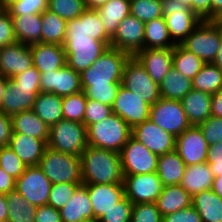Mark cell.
<instances>
[{"mask_svg":"<svg viewBox=\"0 0 222 222\" xmlns=\"http://www.w3.org/2000/svg\"><path fill=\"white\" fill-rule=\"evenodd\" d=\"M130 15L144 23L161 18L162 0H130Z\"/></svg>","mask_w":222,"mask_h":222,"instance_id":"42","label":"cell"},{"mask_svg":"<svg viewBox=\"0 0 222 222\" xmlns=\"http://www.w3.org/2000/svg\"><path fill=\"white\" fill-rule=\"evenodd\" d=\"M8 204L7 222H35L37 207L16 190L6 195Z\"/></svg>","mask_w":222,"mask_h":222,"instance_id":"39","label":"cell"},{"mask_svg":"<svg viewBox=\"0 0 222 222\" xmlns=\"http://www.w3.org/2000/svg\"><path fill=\"white\" fill-rule=\"evenodd\" d=\"M211 94L192 89L182 100L191 126H198L211 116Z\"/></svg>","mask_w":222,"mask_h":222,"instance_id":"27","label":"cell"},{"mask_svg":"<svg viewBox=\"0 0 222 222\" xmlns=\"http://www.w3.org/2000/svg\"><path fill=\"white\" fill-rule=\"evenodd\" d=\"M84 0H49L48 10L66 21L78 18L86 10Z\"/></svg>","mask_w":222,"mask_h":222,"instance_id":"44","label":"cell"},{"mask_svg":"<svg viewBox=\"0 0 222 222\" xmlns=\"http://www.w3.org/2000/svg\"><path fill=\"white\" fill-rule=\"evenodd\" d=\"M134 57L157 84L162 82L167 72L173 67V48L143 49Z\"/></svg>","mask_w":222,"mask_h":222,"instance_id":"22","label":"cell"},{"mask_svg":"<svg viewBox=\"0 0 222 222\" xmlns=\"http://www.w3.org/2000/svg\"><path fill=\"white\" fill-rule=\"evenodd\" d=\"M40 75L41 73L32 66L25 72L12 77L11 80L15 82L16 85L40 87Z\"/></svg>","mask_w":222,"mask_h":222,"instance_id":"55","label":"cell"},{"mask_svg":"<svg viewBox=\"0 0 222 222\" xmlns=\"http://www.w3.org/2000/svg\"><path fill=\"white\" fill-rule=\"evenodd\" d=\"M159 87L161 98L181 101L192 90V80L172 67Z\"/></svg>","mask_w":222,"mask_h":222,"instance_id":"36","label":"cell"},{"mask_svg":"<svg viewBox=\"0 0 222 222\" xmlns=\"http://www.w3.org/2000/svg\"><path fill=\"white\" fill-rule=\"evenodd\" d=\"M222 11V0H211V20Z\"/></svg>","mask_w":222,"mask_h":222,"instance_id":"63","label":"cell"},{"mask_svg":"<svg viewBox=\"0 0 222 222\" xmlns=\"http://www.w3.org/2000/svg\"><path fill=\"white\" fill-rule=\"evenodd\" d=\"M40 90L54 93L60 97L79 93L82 91L80 73L67 64L59 70L41 73Z\"/></svg>","mask_w":222,"mask_h":222,"instance_id":"17","label":"cell"},{"mask_svg":"<svg viewBox=\"0 0 222 222\" xmlns=\"http://www.w3.org/2000/svg\"><path fill=\"white\" fill-rule=\"evenodd\" d=\"M124 193L132 204L155 203L163 185L156 172L149 174L124 175Z\"/></svg>","mask_w":222,"mask_h":222,"instance_id":"15","label":"cell"},{"mask_svg":"<svg viewBox=\"0 0 222 222\" xmlns=\"http://www.w3.org/2000/svg\"><path fill=\"white\" fill-rule=\"evenodd\" d=\"M112 114L110 105H105L99 101L87 98L85 107V116L83 124L88 127L89 125L100 122Z\"/></svg>","mask_w":222,"mask_h":222,"instance_id":"48","label":"cell"},{"mask_svg":"<svg viewBox=\"0 0 222 222\" xmlns=\"http://www.w3.org/2000/svg\"><path fill=\"white\" fill-rule=\"evenodd\" d=\"M34 66L30 45L16 41L0 48V74L8 79Z\"/></svg>","mask_w":222,"mask_h":222,"instance_id":"19","label":"cell"},{"mask_svg":"<svg viewBox=\"0 0 222 222\" xmlns=\"http://www.w3.org/2000/svg\"><path fill=\"white\" fill-rule=\"evenodd\" d=\"M49 0H19L11 4L6 10L10 16H20L28 14H42L48 10Z\"/></svg>","mask_w":222,"mask_h":222,"instance_id":"47","label":"cell"},{"mask_svg":"<svg viewBox=\"0 0 222 222\" xmlns=\"http://www.w3.org/2000/svg\"><path fill=\"white\" fill-rule=\"evenodd\" d=\"M96 10L105 32L112 37L120 22L130 15V0H109Z\"/></svg>","mask_w":222,"mask_h":222,"instance_id":"35","label":"cell"},{"mask_svg":"<svg viewBox=\"0 0 222 222\" xmlns=\"http://www.w3.org/2000/svg\"><path fill=\"white\" fill-rule=\"evenodd\" d=\"M211 190L222 199V177H214Z\"/></svg>","mask_w":222,"mask_h":222,"instance_id":"64","label":"cell"},{"mask_svg":"<svg viewBox=\"0 0 222 222\" xmlns=\"http://www.w3.org/2000/svg\"><path fill=\"white\" fill-rule=\"evenodd\" d=\"M185 167V162L174 150L158 157L156 173L163 186L180 185Z\"/></svg>","mask_w":222,"mask_h":222,"instance_id":"33","label":"cell"},{"mask_svg":"<svg viewBox=\"0 0 222 222\" xmlns=\"http://www.w3.org/2000/svg\"><path fill=\"white\" fill-rule=\"evenodd\" d=\"M155 204L161 215L165 216L191 207L192 196L181 185L163 186Z\"/></svg>","mask_w":222,"mask_h":222,"instance_id":"29","label":"cell"},{"mask_svg":"<svg viewBox=\"0 0 222 222\" xmlns=\"http://www.w3.org/2000/svg\"><path fill=\"white\" fill-rule=\"evenodd\" d=\"M162 222H202L193 206L162 217Z\"/></svg>","mask_w":222,"mask_h":222,"instance_id":"54","label":"cell"},{"mask_svg":"<svg viewBox=\"0 0 222 222\" xmlns=\"http://www.w3.org/2000/svg\"><path fill=\"white\" fill-rule=\"evenodd\" d=\"M165 18H156L145 22L144 49L148 48H174Z\"/></svg>","mask_w":222,"mask_h":222,"instance_id":"37","label":"cell"},{"mask_svg":"<svg viewBox=\"0 0 222 222\" xmlns=\"http://www.w3.org/2000/svg\"><path fill=\"white\" fill-rule=\"evenodd\" d=\"M162 217L155 203H137L133 205L130 222H162Z\"/></svg>","mask_w":222,"mask_h":222,"instance_id":"50","label":"cell"},{"mask_svg":"<svg viewBox=\"0 0 222 222\" xmlns=\"http://www.w3.org/2000/svg\"><path fill=\"white\" fill-rule=\"evenodd\" d=\"M214 180L213 173L207 162L185 167L180 185L193 196L196 193L209 190Z\"/></svg>","mask_w":222,"mask_h":222,"instance_id":"31","label":"cell"},{"mask_svg":"<svg viewBox=\"0 0 222 222\" xmlns=\"http://www.w3.org/2000/svg\"><path fill=\"white\" fill-rule=\"evenodd\" d=\"M8 220V204L5 194H0V222Z\"/></svg>","mask_w":222,"mask_h":222,"instance_id":"62","label":"cell"},{"mask_svg":"<svg viewBox=\"0 0 222 222\" xmlns=\"http://www.w3.org/2000/svg\"><path fill=\"white\" fill-rule=\"evenodd\" d=\"M145 23L129 15L118 25L111 37L110 47L117 48L134 57L144 49Z\"/></svg>","mask_w":222,"mask_h":222,"instance_id":"14","label":"cell"},{"mask_svg":"<svg viewBox=\"0 0 222 222\" xmlns=\"http://www.w3.org/2000/svg\"><path fill=\"white\" fill-rule=\"evenodd\" d=\"M0 167L15 180L18 179L27 168L8 146L0 147Z\"/></svg>","mask_w":222,"mask_h":222,"instance_id":"46","label":"cell"},{"mask_svg":"<svg viewBox=\"0 0 222 222\" xmlns=\"http://www.w3.org/2000/svg\"><path fill=\"white\" fill-rule=\"evenodd\" d=\"M192 89L214 95L222 89V71L213 63H205L192 79Z\"/></svg>","mask_w":222,"mask_h":222,"instance_id":"40","label":"cell"},{"mask_svg":"<svg viewBox=\"0 0 222 222\" xmlns=\"http://www.w3.org/2000/svg\"><path fill=\"white\" fill-rule=\"evenodd\" d=\"M34 67L40 73L59 70L66 64L64 46L59 44H30Z\"/></svg>","mask_w":222,"mask_h":222,"instance_id":"24","label":"cell"},{"mask_svg":"<svg viewBox=\"0 0 222 222\" xmlns=\"http://www.w3.org/2000/svg\"><path fill=\"white\" fill-rule=\"evenodd\" d=\"M209 145L198 126H191L176 137L175 151L186 166L204 163Z\"/></svg>","mask_w":222,"mask_h":222,"instance_id":"18","label":"cell"},{"mask_svg":"<svg viewBox=\"0 0 222 222\" xmlns=\"http://www.w3.org/2000/svg\"><path fill=\"white\" fill-rule=\"evenodd\" d=\"M47 146L62 153L81 156L88 146L87 127L83 123L62 119L50 127Z\"/></svg>","mask_w":222,"mask_h":222,"instance_id":"5","label":"cell"},{"mask_svg":"<svg viewBox=\"0 0 222 222\" xmlns=\"http://www.w3.org/2000/svg\"><path fill=\"white\" fill-rule=\"evenodd\" d=\"M121 85L151 106L161 98L159 84L150 78L135 57H130L125 63Z\"/></svg>","mask_w":222,"mask_h":222,"instance_id":"9","label":"cell"},{"mask_svg":"<svg viewBox=\"0 0 222 222\" xmlns=\"http://www.w3.org/2000/svg\"><path fill=\"white\" fill-rule=\"evenodd\" d=\"M12 135V119L0 111V147L8 146Z\"/></svg>","mask_w":222,"mask_h":222,"instance_id":"57","label":"cell"},{"mask_svg":"<svg viewBox=\"0 0 222 222\" xmlns=\"http://www.w3.org/2000/svg\"><path fill=\"white\" fill-rule=\"evenodd\" d=\"M62 222H80L94 218L91 200L86 184H80L71 200L60 210Z\"/></svg>","mask_w":222,"mask_h":222,"instance_id":"26","label":"cell"},{"mask_svg":"<svg viewBox=\"0 0 222 222\" xmlns=\"http://www.w3.org/2000/svg\"><path fill=\"white\" fill-rule=\"evenodd\" d=\"M15 154L27 166H38L47 143L38 138H33L21 133H12L8 143Z\"/></svg>","mask_w":222,"mask_h":222,"instance_id":"25","label":"cell"},{"mask_svg":"<svg viewBox=\"0 0 222 222\" xmlns=\"http://www.w3.org/2000/svg\"><path fill=\"white\" fill-rule=\"evenodd\" d=\"M80 222H100L99 219H96V218H91V219H85V220H82Z\"/></svg>","mask_w":222,"mask_h":222,"instance_id":"72","label":"cell"},{"mask_svg":"<svg viewBox=\"0 0 222 222\" xmlns=\"http://www.w3.org/2000/svg\"><path fill=\"white\" fill-rule=\"evenodd\" d=\"M19 0H0V9H7L11 4Z\"/></svg>","mask_w":222,"mask_h":222,"instance_id":"69","label":"cell"},{"mask_svg":"<svg viewBox=\"0 0 222 222\" xmlns=\"http://www.w3.org/2000/svg\"><path fill=\"white\" fill-rule=\"evenodd\" d=\"M109 0H84L87 9H97Z\"/></svg>","mask_w":222,"mask_h":222,"instance_id":"66","label":"cell"},{"mask_svg":"<svg viewBox=\"0 0 222 222\" xmlns=\"http://www.w3.org/2000/svg\"><path fill=\"white\" fill-rule=\"evenodd\" d=\"M38 167L52 184L82 183L81 156L46 147Z\"/></svg>","mask_w":222,"mask_h":222,"instance_id":"4","label":"cell"},{"mask_svg":"<svg viewBox=\"0 0 222 222\" xmlns=\"http://www.w3.org/2000/svg\"><path fill=\"white\" fill-rule=\"evenodd\" d=\"M162 12L175 44H181L203 21L190 7L176 0H162Z\"/></svg>","mask_w":222,"mask_h":222,"instance_id":"8","label":"cell"},{"mask_svg":"<svg viewBox=\"0 0 222 222\" xmlns=\"http://www.w3.org/2000/svg\"><path fill=\"white\" fill-rule=\"evenodd\" d=\"M133 204L124 197L113 208L107 211L99 221L100 222H130L132 216Z\"/></svg>","mask_w":222,"mask_h":222,"instance_id":"49","label":"cell"},{"mask_svg":"<svg viewBox=\"0 0 222 222\" xmlns=\"http://www.w3.org/2000/svg\"><path fill=\"white\" fill-rule=\"evenodd\" d=\"M42 43L63 45L66 38L67 21L57 14L45 10L41 14Z\"/></svg>","mask_w":222,"mask_h":222,"instance_id":"38","label":"cell"},{"mask_svg":"<svg viewBox=\"0 0 222 222\" xmlns=\"http://www.w3.org/2000/svg\"><path fill=\"white\" fill-rule=\"evenodd\" d=\"M119 87L120 86H82V91L88 99L112 106Z\"/></svg>","mask_w":222,"mask_h":222,"instance_id":"51","label":"cell"},{"mask_svg":"<svg viewBox=\"0 0 222 222\" xmlns=\"http://www.w3.org/2000/svg\"><path fill=\"white\" fill-rule=\"evenodd\" d=\"M212 63L215 64L222 71V41L220 43L217 55Z\"/></svg>","mask_w":222,"mask_h":222,"instance_id":"67","label":"cell"},{"mask_svg":"<svg viewBox=\"0 0 222 222\" xmlns=\"http://www.w3.org/2000/svg\"><path fill=\"white\" fill-rule=\"evenodd\" d=\"M15 42L12 18L6 9H0V48Z\"/></svg>","mask_w":222,"mask_h":222,"instance_id":"53","label":"cell"},{"mask_svg":"<svg viewBox=\"0 0 222 222\" xmlns=\"http://www.w3.org/2000/svg\"><path fill=\"white\" fill-rule=\"evenodd\" d=\"M11 119L12 133H21L48 142L50 127L32 110L16 113Z\"/></svg>","mask_w":222,"mask_h":222,"instance_id":"28","label":"cell"},{"mask_svg":"<svg viewBox=\"0 0 222 222\" xmlns=\"http://www.w3.org/2000/svg\"><path fill=\"white\" fill-rule=\"evenodd\" d=\"M87 97L81 91L63 97V119L83 123Z\"/></svg>","mask_w":222,"mask_h":222,"instance_id":"43","label":"cell"},{"mask_svg":"<svg viewBox=\"0 0 222 222\" xmlns=\"http://www.w3.org/2000/svg\"><path fill=\"white\" fill-rule=\"evenodd\" d=\"M82 183H55L52 184L47 205L60 210L72 198L77 187Z\"/></svg>","mask_w":222,"mask_h":222,"instance_id":"45","label":"cell"},{"mask_svg":"<svg viewBox=\"0 0 222 222\" xmlns=\"http://www.w3.org/2000/svg\"><path fill=\"white\" fill-rule=\"evenodd\" d=\"M222 41V26L213 20H203L181 43V45L202 59L212 63Z\"/></svg>","mask_w":222,"mask_h":222,"instance_id":"6","label":"cell"},{"mask_svg":"<svg viewBox=\"0 0 222 222\" xmlns=\"http://www.w3.org/2000/svg\"><path fill=\"white\" fill-rule=\"evenodd\" d=\"M123 175H138L157 172L158 155L152 153L132 136L121 152Z\"/></svg>","mask_w":222,"mask_h":222,"instance_id":"11","label":"cell"},{"mask_svg":"<svg viewBox=\"0 0 222 222\" xmlns=\"http://www.w3.org/2000/svg\"><path fill=\"white\" fill-rule=\"evenodd\" d=\"M192 206L202 222H222V199L211 189L194 194Z\"/></svg>","mask_w":222,"mask_h":222,"instance_id":"34","label":"cell"},{"mask_svg":"<svg viewBox=\"0 0 222 222\" xmlns=\"http://www.w3.org/2000/svg\"><path fill=\"white\" fill-rule=\"evenodd\" d=\"M35 222H62L60 211L49 205L37 207Z\"/></svg>","mask_w":222,"mask_h":222,"instance_id":"56","label":"cell"},{"mask_svg":"<svg viewBox=\"0 0 222 222\" xmlns=\"http://www.w3.org/2000/svg\"><path fill=\"white\" fill-rule=\"evenodd\" d=\"M63 46L66 64L80 74L109 48L104 41L90 37L65 38Z\"/></svg>","mask_w":222,"mask_h":222,"instance_id":"7","label":"cell"},{"mask_svg":"<svg viewBox=\"0 0 222 222\" xmlns=\"http://www.w3.org/2000/svg\"><path fill=\"white\" fill-rule=\"evenodd\" d=\"M40 92V87L16 85L15 82L8 79L3 99L0 103V111L12 116L22 111L32 110Z\"/></svg>","mask_w":222,"mask_h":222,"instance_id":"20","label":"cell"},{"mask_svg":"<svg viewBox=\"0 0 222 222\" xmlns=\"http://www.w3.org/2000/svg\"><path fill=\"white\" fill-rule=\"evenodd\" d=\"M16 180L0 167V194L7 195L15 190Z\"/></svg>","mask_w":222,"mask_h":222,"instance_id":"59","label":"cell"},{"mask_svg":"<svg viewBox=\"0 0 222 222\" xmlns=\"http://www.w3.org/2000/svg\"><path fill=\"white\" fill-rule=\"evenodd\" d=\"M86 185L96 219H100L125 197L123 184Z\"/></svg>","mask_w":222,"mask_h":222,"instance_id":"23","label":"cell"},{"mask_svg":"<svg viewBox=\"0 0 222 222\" xmlns=\"http://www.w3.org/2000/svg\"><path fill=\"white\" fill-rule=\"evenodd\" d=\"M131 134L132 128L114 113L87 127L88 145L118 153L130 139Z\"/></svg>","mask_w":222,"mask_h":222,"instance_id":"3","label":"cell"},{"mask_svg":"<svg viewBox=\"0 0 222 222\" xmlns=\"http://www.w3.org/2000/svg\"><path fill=\"white\" fill-rule=\"evenodd\" d=\"M193 12L202 20H211V0H193Z\"/></svg>","mask_w":222,"mask_h":222,"instance_id":"58","label":"cell"},{"mask_svg":"<svg viewBox=\"0 0 222 222\" xmlns=\"http://www.w3.org/2000/svg\"><path fill=\"white\" fill-rule=\"evenodd\" d=\"M52 183L38 166L27 167L16 179L15 190L32 205H47Z\"/></svg>","mask_w":222,"mask_h":222,"instance_id":"12","label":"cell"},{"mask_svg":"<svg viewBox=\"0 0 222 222\" xmlns=\"http://www.w3.org/2000/svg\"><path fill=\"white\" fill-rule=\"evenodd\" d=\"M176 1L190 7V9L193 11V0H176Z\"/></svg>","mask_w":222,"mask_h":222,"instance_id":"70","label":"cell"},{"mask_svg":"<svg viewBox=\"0 0 222 222\" xmlns=\"http://www.w3.org/2000/svg\"><path fill=\"white\" fill-rule=\"evenodd\" d=\"M82 184H123L120 153L88 145L81 154Z\"/></svg>","mask_w":222,"mask_h":222,"instance_id":"1","label":"cell"},{"mask_svg":"<svg viewBox=\"0 0 222 222\" xmlns=\"http://www.w3.org/2000/svg\"><path fill=\"white\" fill-rule=\"evenodd\" d=\"M131 136L158 156L175 150L176 137L149 119L133 127Z\"/></svg>","mask_w":222,"mask_h":222,"instance_id":"16","label":"cell"},{"mask_svg":"<svg viewBox=\"0 0 222 222\" xmlns=\"http://www.w3.org/2000/svg\"><path fill=\"white\" fill-rule=\"evenodd\" d=\"M207 163L222 162V142L209 146L207 152Z\"/></svg>","mask_w":222,"mask_h":222,"instance_id":"60","label":"cell"},{"mask_svg":"<svg viewBox=\"0 0 222 222\" xmlns=\"http://www.w3.org/2000/svg\"><path fill=\"white\" fill-rule=\"evenodd\" d=\"M149 120L175 137L191 127L181 101L160 98L150 107Z\"/></svg>","mask_w":222,"mask_h":222,"instance_id":"10","label":"cell"},{"mask_svg":"<svg viewBox=\"0 0 222 222\" xmlns=\"http://www.w3.org/2000/svg\"><path fill=\"white\" fill-rule=\"evenodd\" d=\"M16 41L23 44L42 43L41 14L11 16Z\"/></svg>","mask_w":222,"mask_h":222,"instance_id":"30","label":"cell"},{"mask_svg":"<svg viewBox=\"0 0 222 222\" xmlns=\"http://www.w3.org/2000/svg\"><path fill=\"white\" fill-rule=\"evenodd\" d=\"M63 97L54 93L40 92L33 104L32 111L49 127L63 119Z\"/></svg>","mask_w":222,"mask_h":222,"instance_id":"32","label":"cell"},{"mask_svg":"<svg viewBox=\"0 0 222 222\" xmlns=\"http://www.w3.org/2000/svg\"><path fill=\"white\" fill-rule=\"evenodd\" d=\"M214 177H222V162L208 163Z\"/></svg>","mask_w":222,"mask_h":222,"instance_id":"65","label":"cell"},{"mask_svg":"<svg viewBox=\"0 0 222 222\" xmlns=\"http://www.w3.org/2000/svg\"><path fill=\"white\" fill-rule=\"evenodd\" d=\"M211 116L222 118V89L211 97Z\"/></svg>","mask_w":222,"mask_h":222,"instance_id":"61","label":"cell"},{"mask_svg":"<svg viewBox=\"0 0 222 222\" xmlns=\"http://www.w3.org/2000/svg\"><path fill=\"white\" fill-rule=\"evenodd\" d=\"M131 56L109 47L81 76L82 86H120L125 63Z\"/></svg>","mask_w":222,"mask_h":222,"instance_id":"2","label":"cell"},{"mask_svg":"<svg viewBox=\"0 0 222 222\" xmlns=\"http://www.w3.org/2000/svg\"><path fill=\"white\" fill-rule=\"evenodd\" d=\"M205 62L185 49L181 44L173 48V67L191 80L199 73Z\"/></svg>","mask_w":222,"mask_h":222,"instance_id":"41","label":"cell"},{"mask_svg":"<svg viewBox=\"0 0 222 222\" xmlns=\"http://www.w3.org/2000/svg\"><path fill=\"white\" fill-rule=\"evenodd\" d=\"M8 78L0 74V103L2 102L5 88L7 86Z\"/></svg>","mask_w":222,"mask_h":222,"instance_id":"68","label":"cell"},{"mask_svg":"<svg viewBox=\"0 0 222 222\" xmlns=\"http://www.w3.org/2000/svg\"><path fill=\"white\" fill-rule=\"evenodd\" d=\"M198 127L209 146L222 142V118L210 116Z\"/></svg>","mask_w":222,"mask_h":222,"instance_id":"52","label":"cell"},{"mask_svg":"<svg viewBox=\"0 0 222 222\" xmlns=\"http://www.w3.org/2000/svg\"><path fill=\"white\" fill-rule=\"evenodd\" d=\"M150 107L141 97L122 85L118 88L111 106L112 113L122 118L131 128L149 119Z\"/></svg>","mask_w":222,"mask_h":222,"instance_id":"13","label":"cell"},{"mask_svg":"<svg viewBox=\"0 0 222 222\" xmlns=\"http://www.w3.org/2000/svg\"><path fill=\"white\" fill-rule=\"evenodd\" d=\"M90 37L110 47L111 37L105 32L96 9H86L78 18L67 21L66 38Z\"/></svg>","mask_w":222,"mask_h":222,"instance_id":"21","label":"cell"},{"mask_svg":"<svg viewBox=\"0 0 222 222\" xmlns=\"http://www.w3.org/2000/svg\"><path fill=\"white\" fill-rule=\"evenodd\" d=\"M213 21L222 26V11L213 19Z\"/></svg>","mask_w":222,"mask_h":222,"instance_id":"71","label":"cell"}]
</instances>
